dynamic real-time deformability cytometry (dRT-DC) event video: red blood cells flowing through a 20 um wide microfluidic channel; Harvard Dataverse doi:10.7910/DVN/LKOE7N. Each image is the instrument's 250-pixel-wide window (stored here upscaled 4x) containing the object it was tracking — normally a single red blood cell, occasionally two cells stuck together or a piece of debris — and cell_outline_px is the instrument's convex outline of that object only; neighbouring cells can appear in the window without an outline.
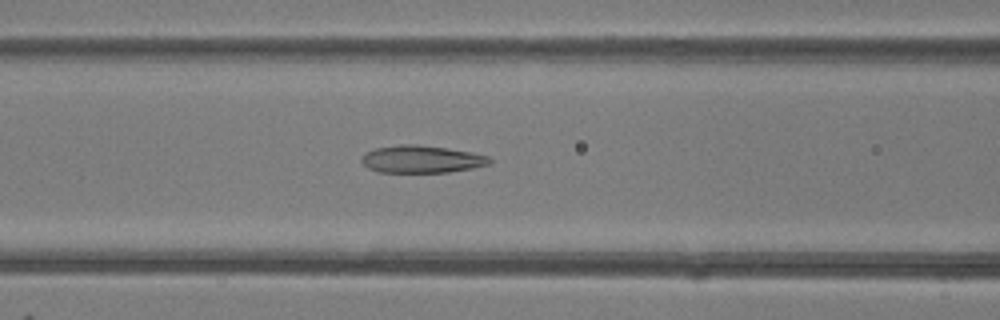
{"species": "common noctule bat (a hibernating species)", "species_latin": "Nyctalus noctula", "temperature_condition": "room temperature", "stored_images_in_passage": 48, "camera_frame_rate_fps": 3000, "um_per_image_px": 0.085, "animal": {"sex": "female"}, "frame": {"image": 1, "passage_image": 20, "time_ms": 6.333, "image_size_px": [1000, 320], "cell_outline_px": [[492, 160], [488, 164], [472, 168], [448, 172], [380, 172], [368, 168], [360, 160], [360, 156], [364, 152], [376, 148], [400, 144], [416, 144], [472, 152], [488, 156]], "centroid_in_image_um": [35.78, 13.53], "position_along_channel_um": 130.8, "area_um2": 20.4}}
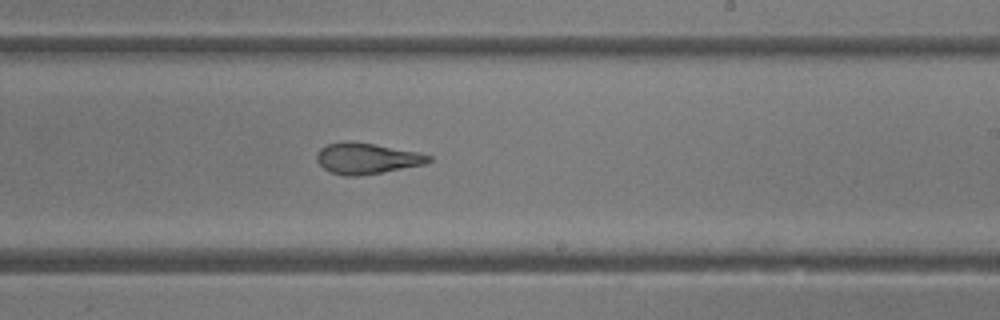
{"frame": {"image": 2, "passage_image": 29, "time_ms": 9.333, "image_size_px": [1000, 320], "cell_outline_px": [[432, 160], [424, 164], [360, 176], [344, 176], [332, 172], [324, 168], [316, 160], [316, 156], [320, 148], [328, 144], [372, 144], [420, 152], [432, 156]], "centroid_in_image_um": [31.22, 13.5], "position_along_channel_um": 257.8, "area_um2": 19.42}}
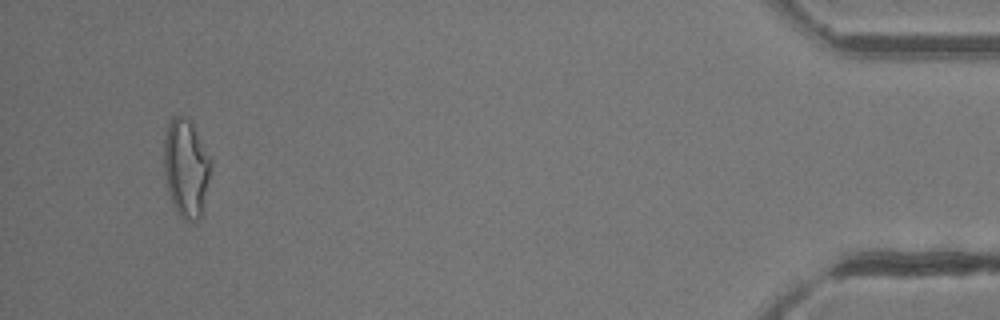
{"frame": {"image": 3, "passage_image": 46, "time_ms": 15.0, "image_size_px": [1000, 320], "cell_outline_px": [[212, 164], [204, 216], [200, 220], [184, 220], [180, 216], [172, 204], [168, 192], [164, 172], [164, 136], [168, 120], [172, 116], [188, 116], [192, 120], [212, 160]], "centroid_in_image_um": [15.85, 14.28], "position_along_channel_um": 419.4, "area_um2": 27.98}, "authors_computed_cell_mechanics": {"area_um2": 22.9466, "velocity_mm_per_s": 4.232, "shape_relaxation_time_tau1_ms": null, "shape_relaxation_time_tau2_ms": 1.8049, "deformation_change_tau1": null, "deformation_change_tau2": 0.1062}}